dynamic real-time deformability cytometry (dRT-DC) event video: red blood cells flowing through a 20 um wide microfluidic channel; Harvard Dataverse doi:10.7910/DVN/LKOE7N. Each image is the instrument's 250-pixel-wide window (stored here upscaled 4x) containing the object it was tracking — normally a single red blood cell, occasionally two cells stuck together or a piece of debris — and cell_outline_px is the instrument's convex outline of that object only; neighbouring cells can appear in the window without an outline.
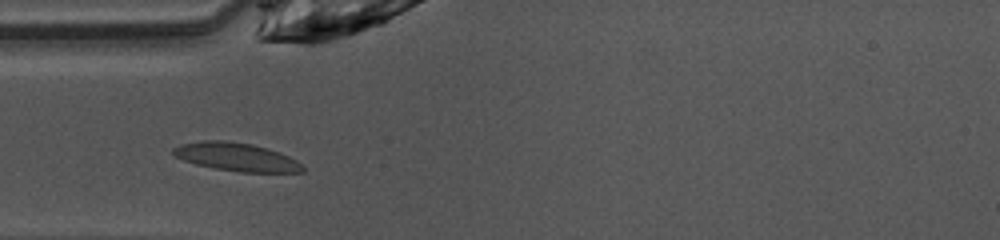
{"species": "common noctule bat (a hibernating species)", "species_latin": "Nyctalus noctula", "temperature_condition": "warm", "stored_images_in_passage": 35, "camera_frame_rate_fps": 3000, "um_per_image_px": 0.085, "animal": {"sex": "female", "body_mass_g": 10.0, "forearm_length_mm": 53.1}, "frame": {"image": 1, "passage_image": 1, "time_ms": 0.0, "image_size_px": [1000, 240], "cell_outline_px": [[304, 172], [240, 172], [216, 168], [196, 164], [184, 160], [176, 156], [172, 152], [172, 148], [180, 144], [204, 140], [228, 140], [252, 144], [280, 152], [304, 164]], "centroid_in_image_um": [20.11, 13.33], "position_along_channel_um": 64.9, "area_um2": 21.33}}
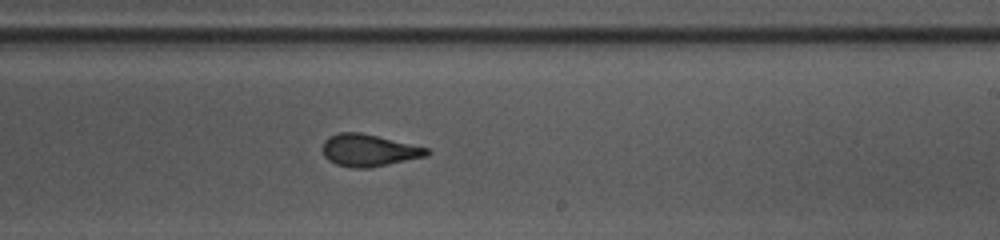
{"frame": {"image": 2, "passage_image": 15, "time_ms": 4.667, "image_size_px": [1000, 240], "cell_outline_px": [[432, 152], [428, 156], [368, 168], [352, 168], [336, 164], [328, 160], [324, 156], [320, 148], [324, 140], [328, 136], [340, 132], [360, 132], [428, 148]], "centroid_in_image_um": [31.31, 12.78], "position_along_channel_um": 257.7, "area_um2": 19.65}}
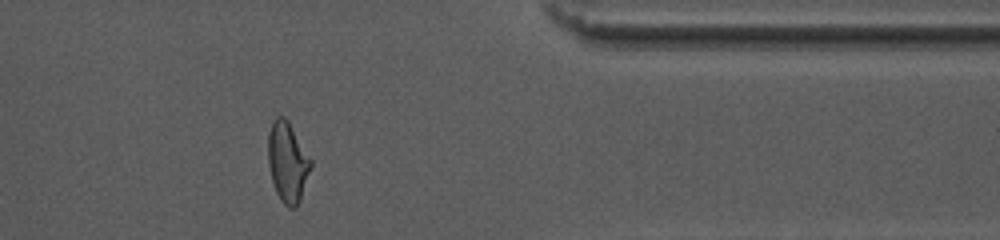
{"frame": {"image": 3, "passage_image": 26, "time_ms": 8.333, "image_size_px": [1000, 240], "cell_outline_px": [[312, 164], [300, 200], [296, 208], [288, 208], [280, 200], [276, 192], [272, 180], [268, 164], [268, 132], [272, 120], [276, 116], [284, 116], [288, 120], [312, 160]], "centroid_in_image_um": [24.43, 13.76], "position_along_channel_um": 387.0, "area_um2": 20.06}, "authors_computed_cell_mechanics": {"area_um2": 19.652, "velocity_mm_per_s": 4.1036, "shape_relaxation_time_tau1_ms": 3.5444, "shape_relaxation_time_tau2_ms": 1.2275, "deformation_change_tau1": 0.1843, "deformation_change_tau2": 0.084}}